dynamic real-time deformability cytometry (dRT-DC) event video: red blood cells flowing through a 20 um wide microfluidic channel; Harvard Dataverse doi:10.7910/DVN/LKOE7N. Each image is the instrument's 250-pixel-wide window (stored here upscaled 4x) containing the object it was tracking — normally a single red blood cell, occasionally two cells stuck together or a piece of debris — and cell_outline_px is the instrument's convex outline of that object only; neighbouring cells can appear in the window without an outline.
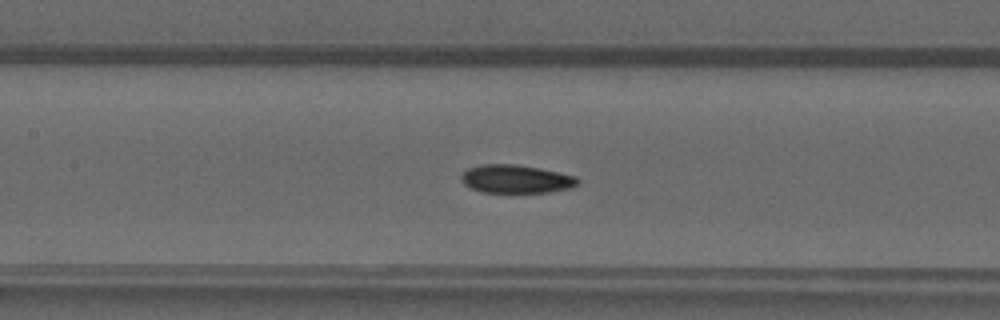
{"species": "common noctule bat (a hibernating species)", "species_latin": "Nyctalus noctula", "temperature_condition": "warm", "stored_images_in_passage": 48, "camera_frame_rate_fps": 3000, "um_per_image_px": 0.085, "animal": {"sex": "male", "forearm_length_mm": 52.5}, "frame": {"image": 1, "passage_image": 22, "time_ms": 7.0, "image_size_px": [1000, 320], "cell_outline_px": [[580, 184], [572, 188], [548, 192], [480, 192], [464, 184], [460, 176], [468, 168], [480, 164], [516, 164], [576, 176], [580, 180]], "centroid_in_image_um": [43.87, 15.22], "position_along_channel_um": 163.5, "area_um2": 19.13}}
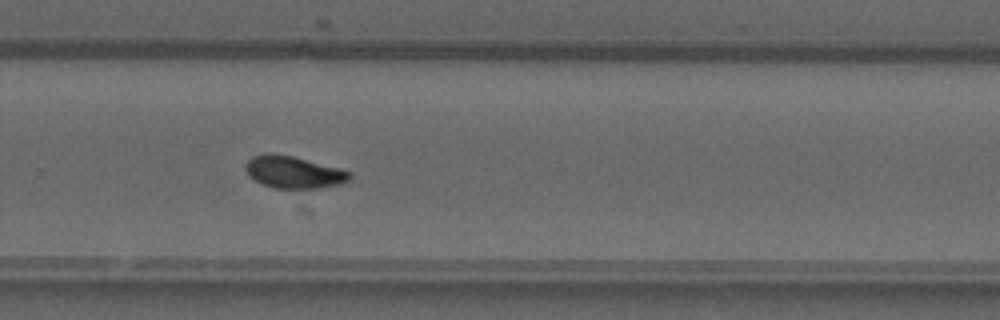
{"frame": {"image": 2, "passage_image": 32, "time_ms": 10.333, "image_size_px": [1000, 320], "cell_outline_px": [[352, 180], [344, 184], [320, 188], [272, 188], [260, 184], [244, 168], [244, 164], [252, 156], [264, 152], [272, 152], [292, 156], [352, 172]], "centroid_in_image_um": [24.97, 14.63], "position_along_channel_um": 304.8, "area_um2": 19.71}}
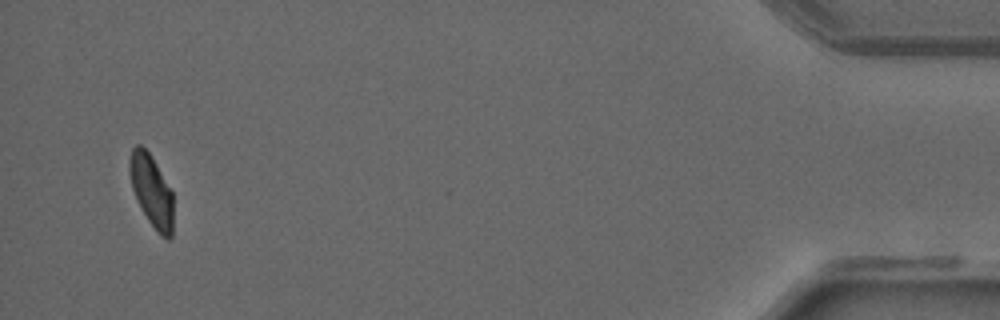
{"frame": {"image": 3, "passage_image": 46, "time_ms": 15.0, "image_size_px": [1000, 320], "cell_outline_px": [[172, 236], [168, 240], [160, 236], [148, 220], [132, 188], [128, 168], [128, 160], [132, 148], [136, 144], [140, 144], [148, 152], [156, 164], [172, 192]], "centroid_in_image_um": [12.86, 16.2], "position_along_channel_um": 422.3, "area_um2": 18.03}}